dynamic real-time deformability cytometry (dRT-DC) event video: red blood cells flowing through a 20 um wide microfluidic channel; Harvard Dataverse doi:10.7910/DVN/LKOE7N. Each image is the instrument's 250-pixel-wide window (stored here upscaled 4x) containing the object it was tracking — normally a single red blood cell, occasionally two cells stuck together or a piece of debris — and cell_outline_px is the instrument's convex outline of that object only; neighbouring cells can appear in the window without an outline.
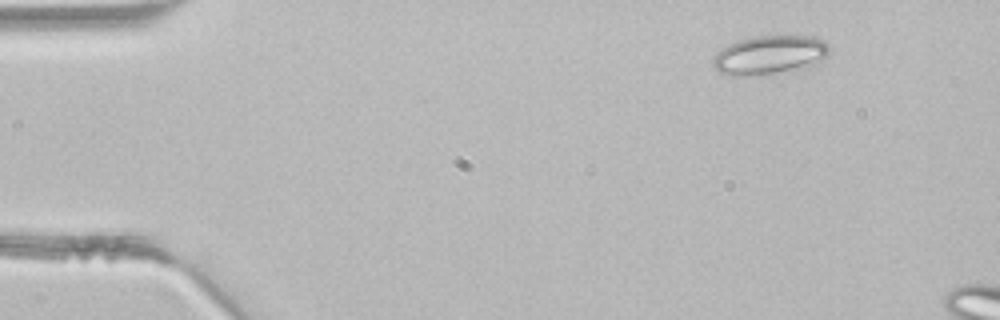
{"species": "common noctule bat (a hibernating species)", "species_latin": "Nyctalus noctula", "temperature_condition": "room temperature", "stored_images_in_passage": 3, "camera_frame_rate_fps": 3000, "um_per_image_px": 0.085, "animal": {"sex": "male", "body_mass_g": 21.5, "forearm_length_mm": 52.0}, "frame": {"image": 1, "passage_image": 1, "time_ms": 0.0, "image_size_px": [1000, 320], "cell_outline_px": [[828, 52], [820, 60], [764, 76], [728, 76], [720, 72], [712, 64], [712, 56], [716, 52], [728, 44], [740, 40], [756, 36], [812, 36], [824, 40], [828, 44]], "centroid_in_image_um": [65.29, 4.66], "position_along_channel_um": 19.7, "area_um2": 25.89}}